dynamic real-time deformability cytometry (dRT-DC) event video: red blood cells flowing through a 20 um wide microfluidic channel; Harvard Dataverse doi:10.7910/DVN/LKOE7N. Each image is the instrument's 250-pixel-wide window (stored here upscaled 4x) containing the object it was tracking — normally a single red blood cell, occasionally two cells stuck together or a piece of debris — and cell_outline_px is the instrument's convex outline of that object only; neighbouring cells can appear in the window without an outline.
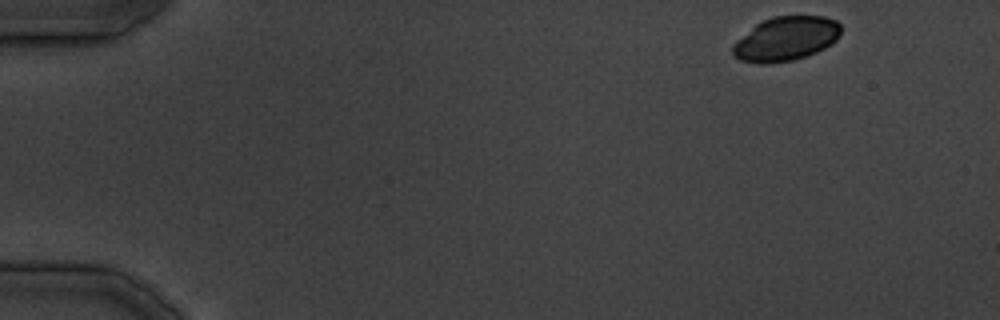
{"species": "common noctule bat (a hibernating species)", "species_latin": "Nyctalus noctula", "temperature_condition": "cold", "stored_images_in_passage": 35, "segment_of_instrument_passage": [1, 2], "camera_frame_rate_fps": 3000, "um_per_image_px": 0.085, "animal": {"sex": "male", "body_mass_g": 19.5, "forearm_length_mm": 54.6}, "frame": {"image": 1, "passage_image": 1, "time_ms": 0.0, "image_size_px": [1000, 320], "cell_outline_px": [[840, 32], [836, 40], [832, 44], [816, 52], [792, 60], [764, 64], [760, 64], [740, 60], [732, 52], [732, 44], [736, 40], [756, 24], [772, 16], [824, 16], [836, 20], [840, 24]], "centroid_in_image_um": [66.79, 3.29], "position_along_channel_um": 18.2, "area_um2": 27.74}}
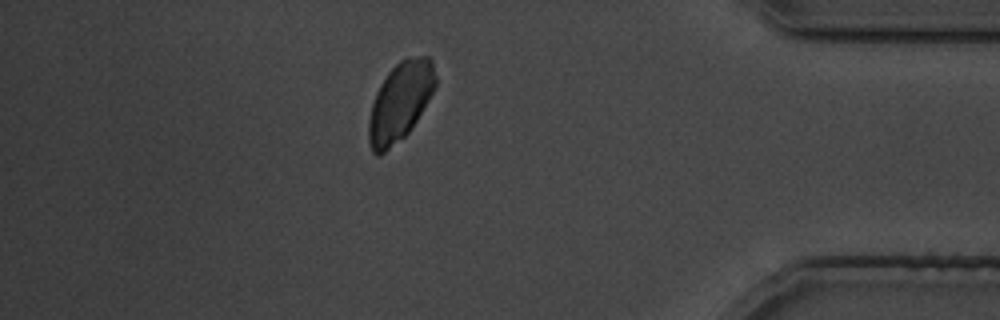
{"frame": {"image": 2, "passage_image": 30, "time_ms": 36.0, "image_size_px": [1000, 320], "cell_outline_px": [[436, 88], [412, 128], [404, 136], [380, 156], [376, 156], [372, 152], [368, 144], [368, 120], [372, 104], [376, 92], [380, 84], [388, 72], [400, 60], [420, 56], [428, 56], [432, 60], [436, 76]], "centroid_in_image_um": [34.0, 8.67], "position_along_channel_um": 401.2, "area_um2": 30.81}}